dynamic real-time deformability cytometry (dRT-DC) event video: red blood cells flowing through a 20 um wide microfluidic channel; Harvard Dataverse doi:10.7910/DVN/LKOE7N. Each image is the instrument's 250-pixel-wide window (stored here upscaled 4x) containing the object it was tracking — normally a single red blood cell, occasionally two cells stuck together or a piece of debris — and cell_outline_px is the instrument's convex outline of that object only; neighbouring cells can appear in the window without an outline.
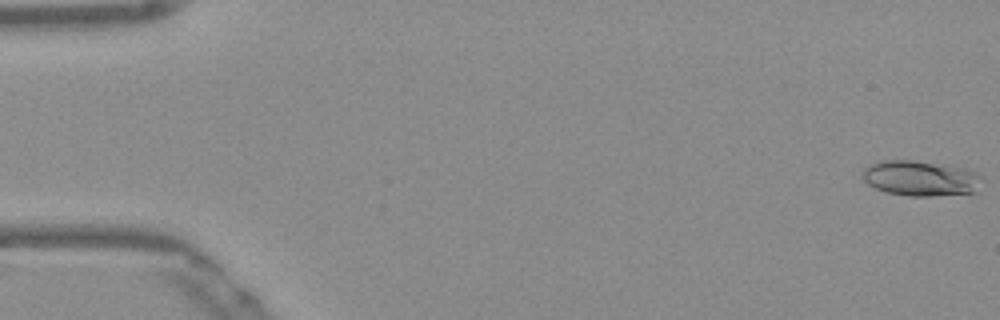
{"species": "Egyptian fruit bat (a non-hibernating species)", "species_latin": "Rousettus aegyptiacus", "temperature_condition": "warm", "stored_images_in_passage": 53, "camera_frame_rate_fps": 3000, "um_per_image_px": 0.085, "frame": {"image": 1, "passage_image": 1, "time_ms": 0.0, "image_size_px": [1000, 320], "cell_outline_px": [[980, 176], [976, 192], [932, 196], [908, 196], [888, 192], [876, 188], [868, 184], [864, 180], [864, 168], [868, 164], [880, 160], [912, 160], [944, 164], [964, 168]], "centroid_in_image_um": [78.2, 15.14], "position_along_channel_um": 6.8, "area_um2": 24.33}}
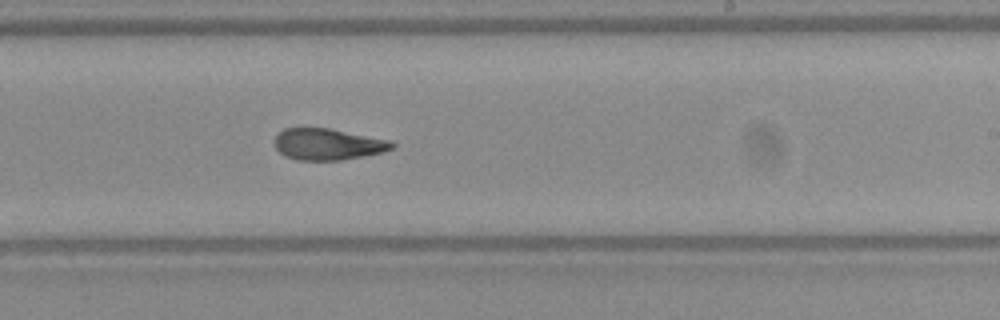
{"frame": {"image": 2, "passage_image": 32, "time_ms": 10.333, "image_size_px": [1000, 320], "cell_outline_px": [[396, 144], [392, 148], [384, 152], [340, 160], [296, 160], [284, 156], [276, 148], [272, 140], [284, 128], [328, 128], [392, 140]], "centroid_in_image_um": [27.86, 12.26], "position_along_channel_um": 261.1, "area_um2": 21.62}}
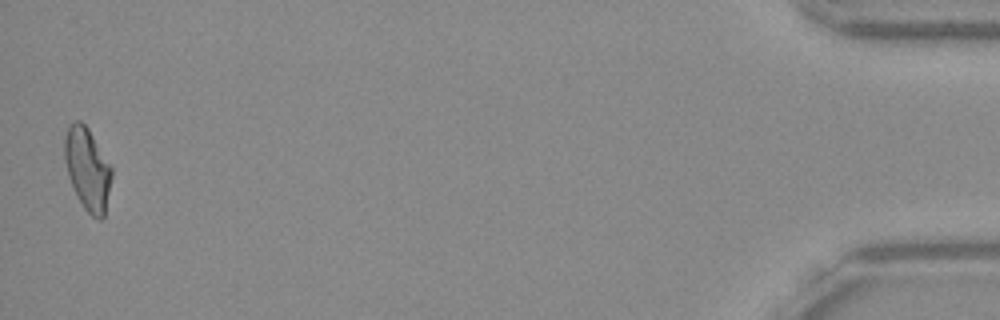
{"frame": {"image": 3, "passage_image": 52, "time_ms": 17.0, "image_size_px": [1000, 320], "cell_outline_px": [[112, 176], [104, 216], [100, 220], [92, 216], [84, 208], [76, 196], [68, 176], [64, 160], [64, 136], [68, 124], [76, 120], [80, 120], [88, 128], [112, 168]], "centroid_in_image_um": [7.41, 14.35], "position_along_channel_um": 427.8, "area_um2": 22.66}, "authors_computed_cell_mechanics": {"area_um2": 22.3686, "velocity_mm_per_s": 3.8841, "shape_relaxation_time_tau1_ms": 7.3739, "shape_relaxation_time_tau2_ms": 2.7747, "deformation_change_tau1": 0.2167, "deformation_change_tau2": 0.1028}}